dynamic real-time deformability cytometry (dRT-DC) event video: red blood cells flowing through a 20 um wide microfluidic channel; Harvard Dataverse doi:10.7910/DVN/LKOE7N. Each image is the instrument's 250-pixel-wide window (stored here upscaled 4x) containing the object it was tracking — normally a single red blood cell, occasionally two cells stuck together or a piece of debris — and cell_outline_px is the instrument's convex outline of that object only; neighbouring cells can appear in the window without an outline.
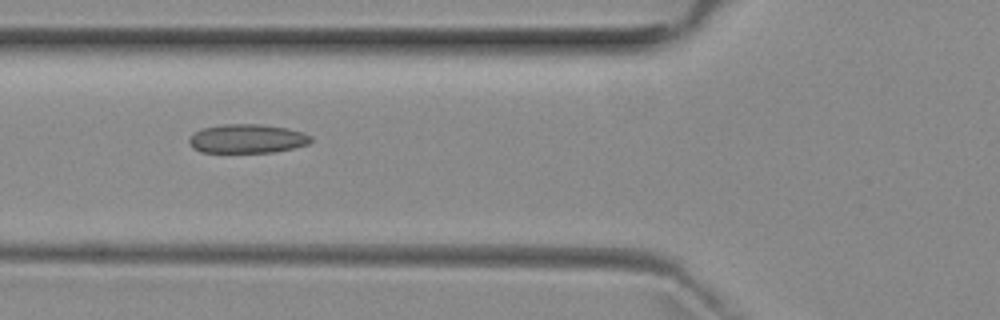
{"species": "common noctule bat (a hibernating species)", "species_latin": "Nyctalus noctula", "temperature_condition": "room temperature", "stored_images_in_passage": 6, "camera_frame_rate_fps": 3000, "um_per_image_px": 0.085, "animal": {"sex": "female", "body_mass_g": 29.2, "forearm_length_mm": 56.3}, "frame": {"image": 1, "passage_image": 5, "time_ms": 5.0, "image_size_px": [1000, 320], "cell_outline_px": [[312, 140], [308, 144], [292, 148], [272, 152], [200, 152], [192, 148], [188, 144], [188, 140], [200, 128], [224, 124], [260, 124], [288, 128], [304, 132], [312, 136]], "centroid_in_image_um": [21.0, 11.78], "position_along_channel_um": 104.8, "area_um2": 20.63}}
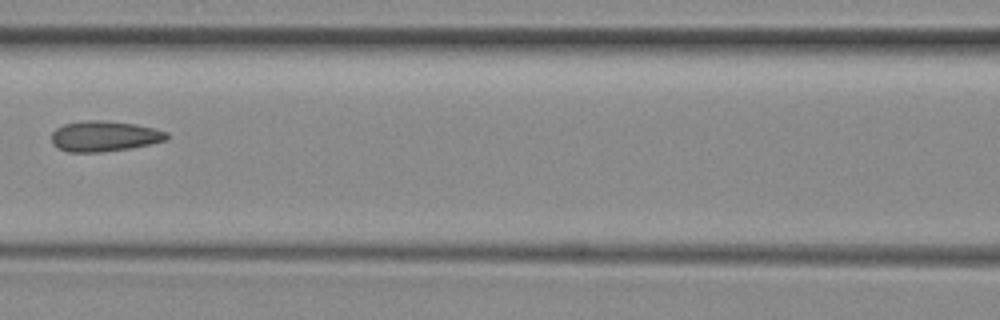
{"frame": {"image": 2, "passage_image": 6, "time_ms": 6.333, "image_size_px": [1000, 320], "cell_outline_px": [[168, 140], [128, 148], [100, 152], [68, 152], [52, 144], [52, 132], [56, 128], [64, 124], [84, 120], [104, 120], [136, 124], [168, 132]], "centroid_in_image_um": [8.85, 11.56], "position_along_channel_um": 157.7, "area_um2": 20.4}}